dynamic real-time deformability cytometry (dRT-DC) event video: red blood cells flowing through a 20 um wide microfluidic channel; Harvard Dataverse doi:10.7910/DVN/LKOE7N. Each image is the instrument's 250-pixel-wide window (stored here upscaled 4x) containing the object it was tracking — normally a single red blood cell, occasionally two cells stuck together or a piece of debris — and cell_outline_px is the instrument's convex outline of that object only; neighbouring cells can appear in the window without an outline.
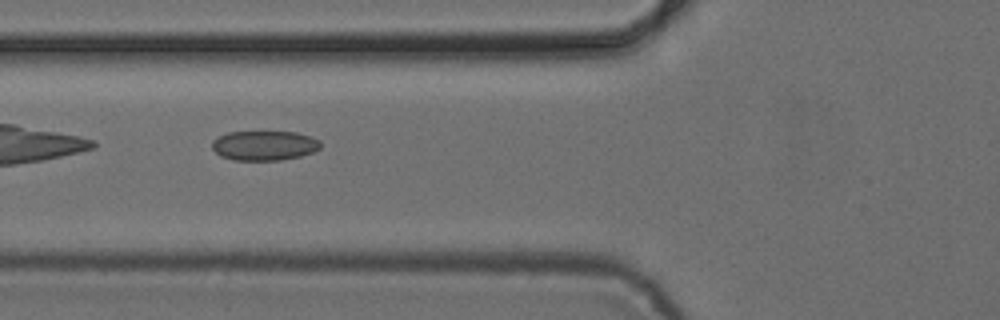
{"species": "common noctule bat (a hibernating species)", "species_latin": "Nyctalus noctula", "temperature_condition": "cold", "stored_images_in_passage": 37, "camera_frame_rate_fps": 3000, "um_per_image_px": 0.085, "animal": {"sex": "female", "body_mass_g": 24.6, "forearm_length_mm": 56.2}, "frame": {"image": 1, "passage_image": 4, "time_ms": 1.0, "image_size_px": [1000, 320], "cell_outline_px": [[320, 148], [312, 152], [300, 156], [280, 160], [232, 160], [220, 156], [212, 148], [212, 140], [228, 132], [296, 132], [312, 136], [320, 140]], "centroid_in_image_um": [22.47, 12.37], "position_along_channel_um": 103.3, "area_um2": 18.79}}
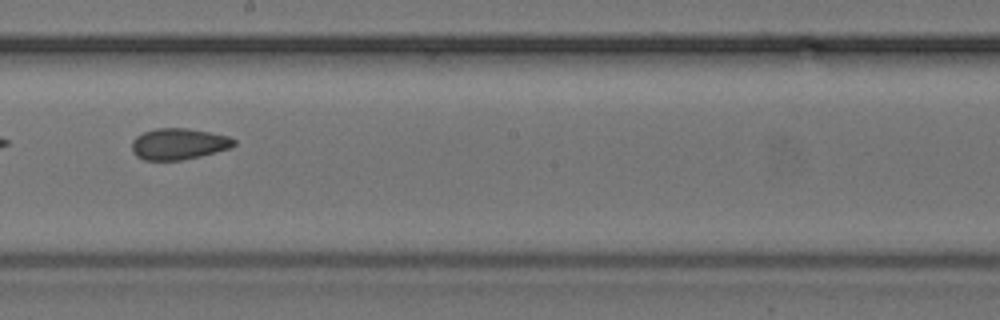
{"frame": {"image": 2, "passage_image": 14, "time_ms": 4.333, "image_size_px": [1000, 320], "cell_outline_px": [[236, 144], [232, 148], [184, 160], [144, 160], [136, 156], [132, 152], [132, 140], [136, 136], [144, 132], [156, 128], [188, 128], [228, 136], [236, 140]], "centroid_in_image_um": [15.19, 12.24], "position_along_channel_um": 233.0, "area_um2": 18.73}}
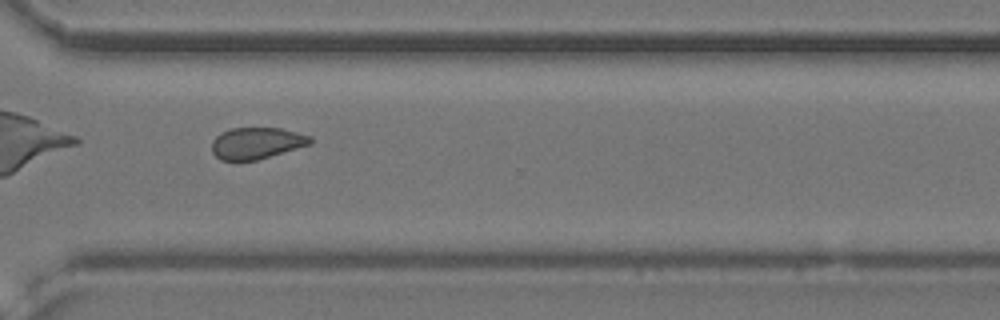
{"frame": {"image": 3, "passage_image": 23, "time_ms": 7.333, "image_size_px": [1000, 320], "cell_outline_px": [[312, 144], [256, 160], [220, 160], [212, 152], [212, 140], [220, 132], [232, 128], [280, 128], [312, 136]], "centroid_in_image_um": [21.81, 12.16], "position_along_channel_um": 348.8, "area_um2": 18.09}, "authors_computed_cell_mechanics": {"area_um2": 18.785, "velocity_mm_per_s": 3.8803, "shape_relaxation_time_tau1_ms": 3.1073, "shape_relaxation_time_tau2_ms": 3.3215, "deformation_change_tau1": 0.0469, "deformation_change_tau2": 0.0898}}